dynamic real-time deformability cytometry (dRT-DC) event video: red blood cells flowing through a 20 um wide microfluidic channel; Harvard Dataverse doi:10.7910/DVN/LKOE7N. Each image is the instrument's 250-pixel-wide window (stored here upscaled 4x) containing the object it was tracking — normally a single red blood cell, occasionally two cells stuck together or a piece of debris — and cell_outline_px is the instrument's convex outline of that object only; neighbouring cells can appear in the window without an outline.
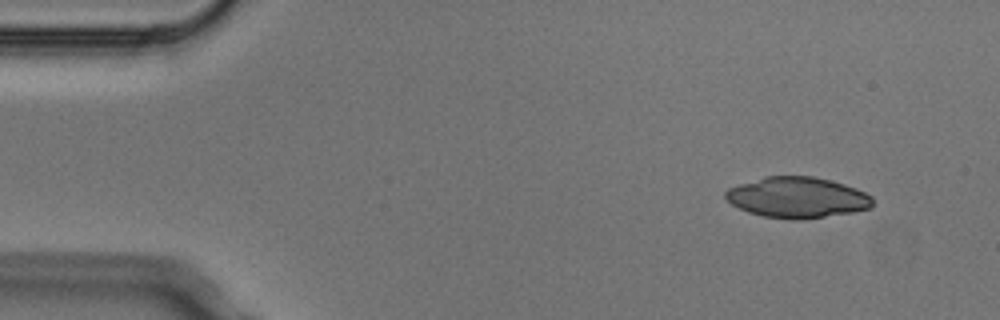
{"species": "Egyptian fruit bat (a non-hibernating species)", "species_latin": "Rousettus aegyptiacus", "temperature_condition": "cold", "stored_images_in_passage": 4, "camera_frame_rate_fps": 3000, "um_per_image_px": 0.085, "animal": {"sex": "male"}, "frame": {"image": 1, "passage_image": 1, "time_ms": 0.0, "image_size_px": [1000, 320], "cell_outline_px": [[872, 208], [852, 212], [800, 220], [792, 220], [764, 216], [748, 212], [732, 204], [724, 196], [724, 192], [728, 188], [764, 176], [812, 176], [844, 184], [856, 188], [872, 196]], "centroid_in_image_um": [67.76, 16.79], "position_along_channel_um": 17.2, "area_um2": 34.85}}